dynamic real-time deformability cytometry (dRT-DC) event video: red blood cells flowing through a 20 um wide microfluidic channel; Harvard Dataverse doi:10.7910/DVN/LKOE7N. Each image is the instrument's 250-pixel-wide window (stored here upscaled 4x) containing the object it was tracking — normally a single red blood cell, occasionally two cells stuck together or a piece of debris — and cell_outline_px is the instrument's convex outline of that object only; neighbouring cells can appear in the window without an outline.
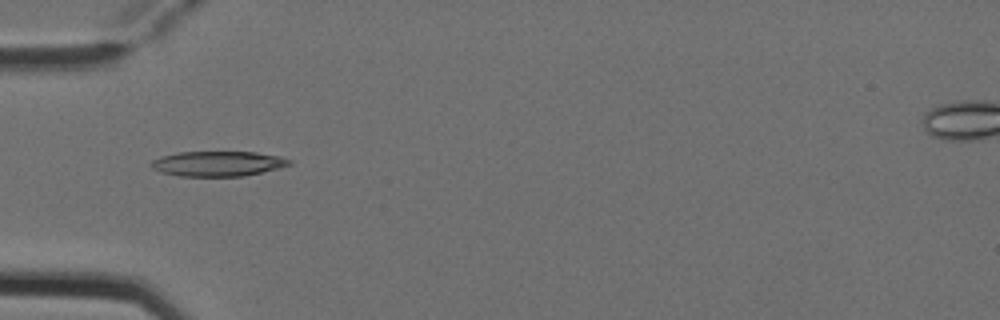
{"species": "Egyptian fruit bat (a non-hibernating species)", "species_latin": "Rousettus aegyptiacus", "temperature_condition": "cold", "stored_images_in_passage": 7, "camera_frame_rate_fps": 3000, "um_per_image_px": 0.085, "animal": {"sex": "female"}, "frame": {"image": 1, "passage_image": 4, "time_ms": 1.0, "image_size_px": [1000, 320], "cell_outline_px": [[292, 164], [280, 168], [244, 176], [176, 176], [160, 172], [152, 168], [148, 164], [152, 160], [160, 156], [180, 152], [256, 152], [280, 156], [292, 160]], "centroid_in_image_um": [18.5, 13.91], "position_along_channel_um": 66.5, "area_um2": 20.4}}
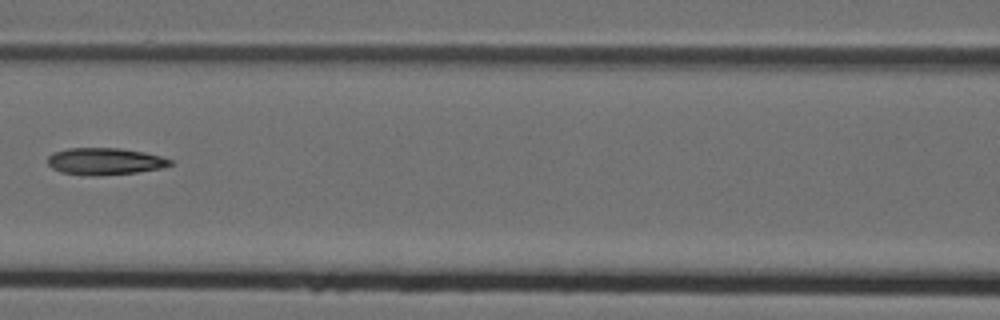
{"frame": {"image": 2, "passage_image": 6, "time_ms": 1.667, "image_size_px": [1000, 320], "cell_outline_px": [[172, 164], [164, 168], [136, 172], [96, 176], [88, 176], [60, 172], [52, 168], [48, 164], [48, 156], [52, 152], [68, 148], [120, 148], [144, 152], [160, 156], [172, 160]], "centroid_in_image_um": [8.89, 13.71], "position_along_channel_um": 157.7, "area_um2": 19.36}}
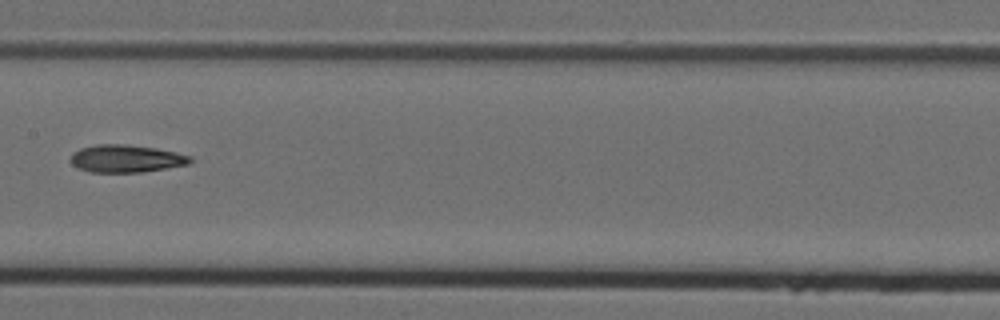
{"frame": {"image": 3, "passage_image": 7, "time_ms": 2.0, "image_size_px": [1000, 320], "cell_outline_px": [[192, 160], [188, 164], [140, 172], [88, 172], [72, 164], [72, 152], [80, 148], [96, 144], [124, 144], [156, 148], [176, 152], [192, 156]], "centroid_in_image_um": [10.71, 13.47], "position_along_channel_um": 196.7, "area_um2": 19.07}}